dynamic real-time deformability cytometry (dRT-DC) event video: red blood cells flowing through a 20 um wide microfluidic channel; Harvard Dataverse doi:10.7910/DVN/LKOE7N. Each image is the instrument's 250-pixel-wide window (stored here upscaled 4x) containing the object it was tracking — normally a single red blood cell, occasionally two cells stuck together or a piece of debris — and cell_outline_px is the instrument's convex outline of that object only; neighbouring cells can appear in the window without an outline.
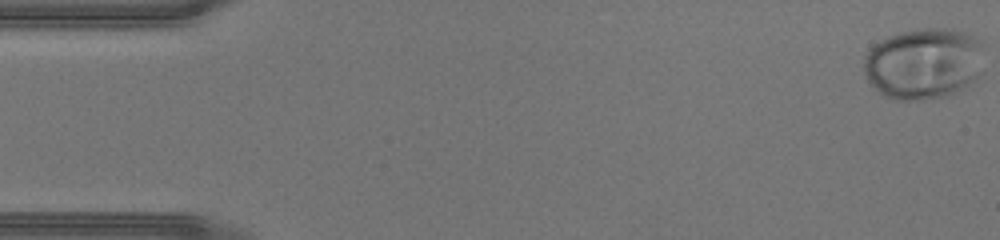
{"species": "human", "species_latin": "Homo sapiens", "temperature_condition": "warm", "stored_images_in_passage": 45, "camera_frame_rate_fps": 3000, "um_per_image_px": 0.085, "donor": {"sex": "male"}, "frame": {"image": 1, "passage_image": 1, "time_ms": 0.0, "image_size_px": [1000, 240], "cell_outline_px": [[984, 44], [976, 76], [968, 84], [956, 92], [948, 96], [924, 100], [896, 100], [884, 96], [872, 88], [864, 72], [864, 56], [872, 44], [888, 36], [900, 32], [920, 28], [952, 28], [964, 32], [984, 40]], "centroid_in_image_um": [78.46, 5.38], "position_along_channel_um": 6.5, "area_um2": 50.4}}
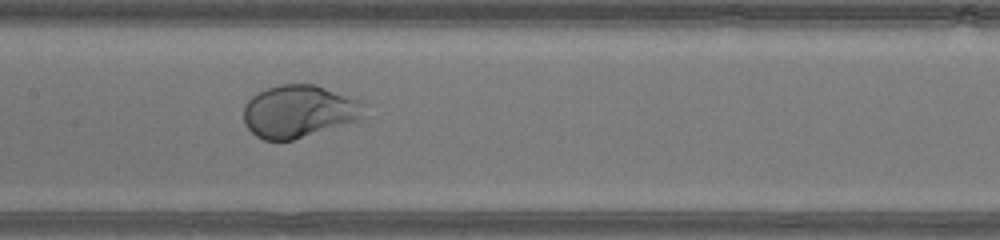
{"frame": {"image": 2, "passage_image": 22, "time_ms": 7.0, "image_size_px": [1000, 240], "cell_outline_px": [[368, 104], [364, 116], [360, 120], [292, 140], [264, 140], [256, 136], [244, 124], [244, 104], [256, 92], [280, 84], [316, 84], [360, 100]], "centroid_in_image_um": [25.44, 9.45], "position_along_channel_um": 182.0, "area_um2": 37.28}}
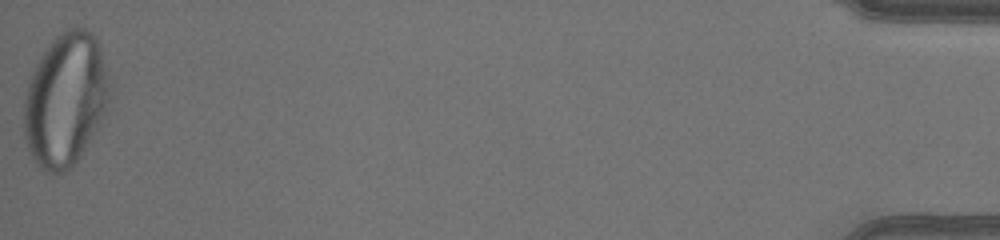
{"frame": {"image": 3, "passage_image": 45, "time_ms": 14.667, "image_size_px": [1000, 240], "cell_outline_px": [[112, 88], [100, 124], [80, 156], [64, 172], [44, 172], [36, 164], [28, 148], [24, 136], [24, 104], [28, 84], [32, 72], [40, 56], [52, 40], [60, 32], [68, 28], [88, 28], [96, 36], [100, 48]], "centroid_in_image_um": [5.57, 8.45], "position_along_channel_um": 429.6, "area_um2": 66.41}}